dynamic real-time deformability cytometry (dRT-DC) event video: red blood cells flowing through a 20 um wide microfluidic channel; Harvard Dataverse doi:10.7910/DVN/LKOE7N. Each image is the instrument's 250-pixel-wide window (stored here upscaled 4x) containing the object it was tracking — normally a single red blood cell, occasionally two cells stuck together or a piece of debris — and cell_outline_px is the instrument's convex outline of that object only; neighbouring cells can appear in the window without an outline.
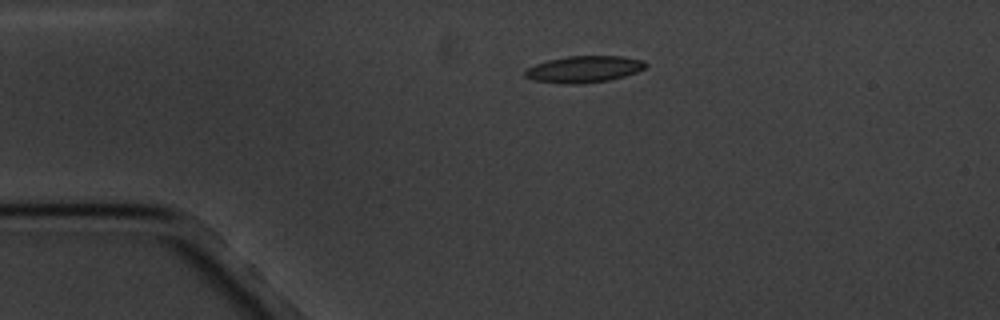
{"species": "common noctule bat (a hibernating species)", "species_latin": "Nyctalus noctula", "temperature_condition": "cold", "stored_images_in_passage": 2, "camera_frame_rate_fps": 3000, "um_per_image_px": 0.085, "animal": {"sex": "male", "body_mass_g": 20.1, "forearm_length_mm": 53.5}, "frame": {"image": 1, "passage_image": 1, "time_ms": 0.0, "image_size_px": [1000, 320], "cell_outline_px": [[648, 64], [644, 68], [636, 72], [624, 76], [608, 80], [576, 84], [568, 84], [536, 80], [524, 76], [524, 72], [528, 68], [536, 64], [548, 60], [568, 56], [620, 56], [644, 60]], "centroid_in_image_um": [49.66, 5.87], "position_along_channel_um": 35.3, "area_um2": 18.44}}